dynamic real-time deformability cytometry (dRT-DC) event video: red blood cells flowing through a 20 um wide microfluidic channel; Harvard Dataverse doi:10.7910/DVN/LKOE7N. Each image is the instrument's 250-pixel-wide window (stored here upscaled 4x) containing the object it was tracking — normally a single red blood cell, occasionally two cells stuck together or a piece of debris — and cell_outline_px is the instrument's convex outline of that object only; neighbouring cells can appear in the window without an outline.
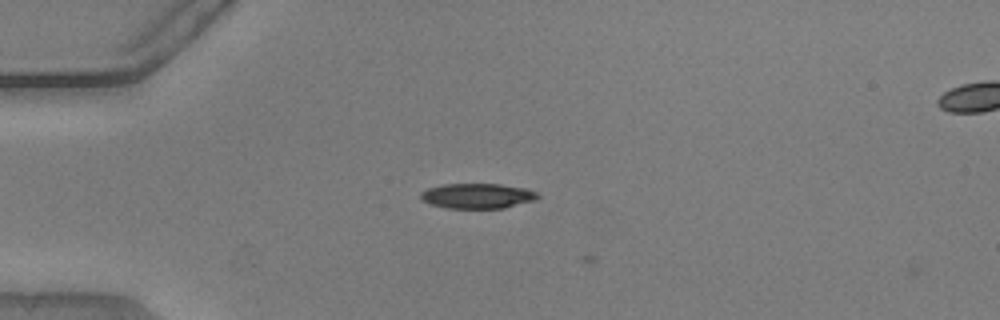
{"species": "common noctule bat (a hibernating species)", "species_latin": "Nyctalus noctula", "temperature_condition": "warm", "stored_images_in_passage": 2, "camera_frame_rate_fps": 3000, "um_per_image_px": 0.085, "animal": {"sex": "male", "body_mass_g": 20.5, "forearm_length_mm": 52.5}, "frame": {"image": 1, "passage_image": 1, "time_ms": 0.0, "image_size_px": [1000, 320], "cell_outline_px": [[540, 196], [536, 200], [504, 208], [444, 208], [420, 200], [420, 192], [428, 188], [444, 184], [500, 184], [524, 188], [536, 192]], "centroid_in_image_um": [40.56, 16.65], "position_along_channel_um": 44.4, "area_um2": 17.17}}